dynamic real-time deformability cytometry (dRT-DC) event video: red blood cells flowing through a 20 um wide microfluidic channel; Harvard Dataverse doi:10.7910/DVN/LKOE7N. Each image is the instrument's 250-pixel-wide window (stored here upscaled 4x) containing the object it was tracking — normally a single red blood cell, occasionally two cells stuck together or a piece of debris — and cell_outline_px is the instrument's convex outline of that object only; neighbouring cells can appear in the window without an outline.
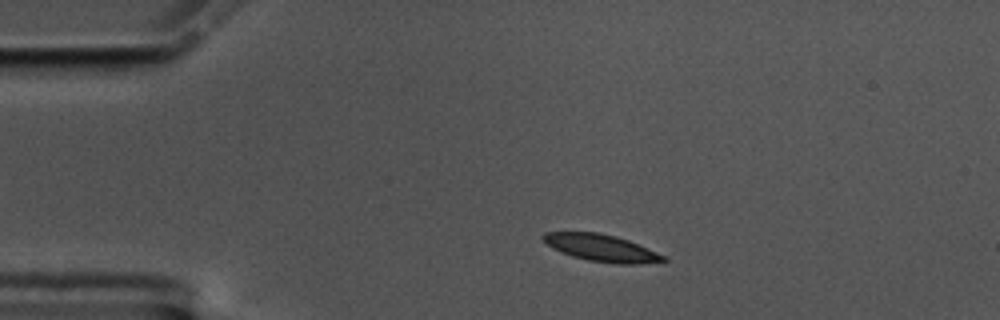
{"species": "common noctule bat (a hibernating species)", "species_latin": "Nyctalus noctula", "temperature_condition": "cold", "stored_images_in_passage": 51, "camera_frame_rate_fps": 3000, "um_per_image_px": 0.085, "animal": {"sex": "male", "body_mass_g": 17.5, "forearm_length_mm": 52.3}, "frame": {"image": 1, "passage_image": 4, "time_ms": 1.0, "image_size_px": [1000, 320], "cell_outline_px": [[668, 260], [640, 264], [616, 264], [588, 260], [572, 256], [552, 248], [540, 236], [544, 232], [596, 232], [616, 236], [628, 240], [668, 256]], "centroid_in_image_um": [51.15, 21.08], "position_along_channel_um": 33.8, "area_um2": 18.96}}
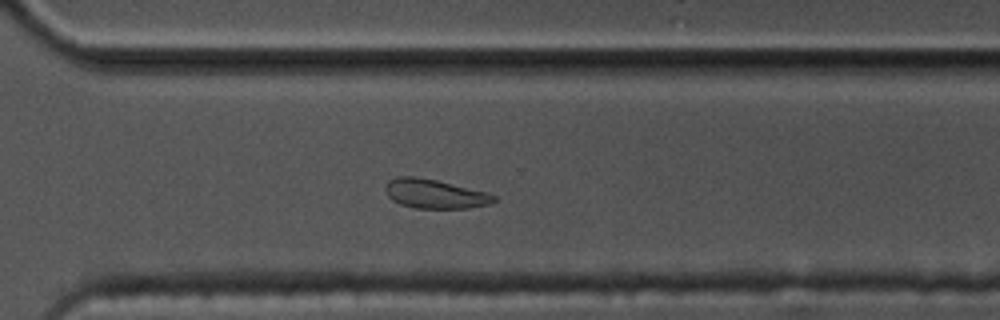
{"frame": {"image": 2, "passage_image": 34, "time_ms": 11.0, "image_size_px": [1000, 320], "cell_outline_px": [[496, 200], [488, 204], [468, 208], [416, 208], [400, 204], [392, 200], [388, 196], [384, 188], [388, 180], [396, 176], [416, 176], [436, 180], [488, 192], [496, 196]], "centroid_in_image_um": [36.93, 16.47], "position_along_channel_um": 333.7, "area_um2": 18.5}}
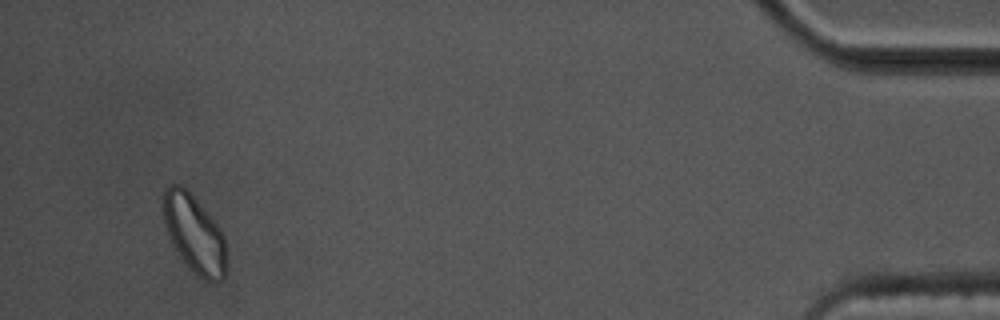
{"frame": {"image": 3, "passage_image": 48, "time_ms": 15.667, "image_size_px": [1000, 320], "cell_outline_px": [[228, 264], [224, 280], [212, 284], [204, 280], [192, 272], [184, 264], [168, 232], [160, 208], [164, 188], [168, 184], [180, 184], [196, 200], [216, 224], [224, 236], [228, 260]], "centroid_in_image_um": [16.53, 19.93], "position_along_channel_um": 418.7, "area_um2": 29.07}, "authors_computed_cell_mechanics": {"area_um2": 18.9584, "velocity_mm_per_s": 3.4104, "shape_relaxation_time_tau1_ms": 11.0207, "shape_relaxation_time_tau2_ms": 8.489, "deformation_change_tau1": 0.1906, "deformation_change_tau2": 0.1403}}